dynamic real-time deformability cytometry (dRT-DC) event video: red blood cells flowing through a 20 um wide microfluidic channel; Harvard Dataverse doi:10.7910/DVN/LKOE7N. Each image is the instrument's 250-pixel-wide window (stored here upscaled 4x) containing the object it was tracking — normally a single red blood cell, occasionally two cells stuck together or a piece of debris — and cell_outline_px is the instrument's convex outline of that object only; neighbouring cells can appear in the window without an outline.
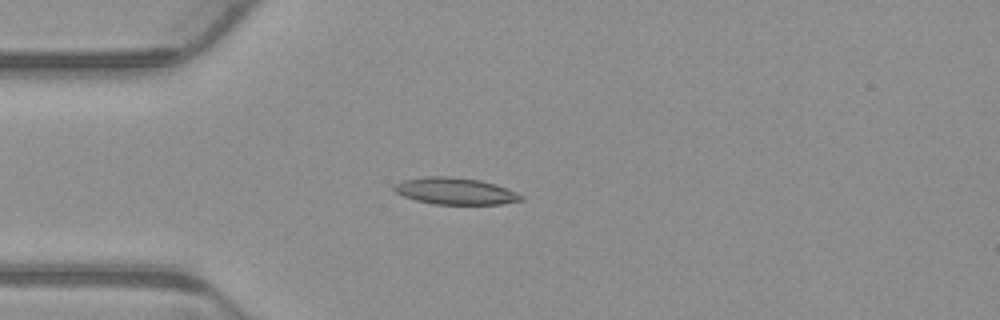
{"species": "common noctule bat (a hibernating species)", "species_latin": "Nyctalus noctula", "temperature_condition": "warm", "stored_images_in_passage": 4, "camera_frame_rate_fps": 3000, "um_per_image_px": 0.085, "animal": {"sex": "male", "body_mass_g": 23.1, "forearm_length_mm": 52.7}, "frame": {"image": 1, "passage_image": 4, "time_ms": 1.0, "image_size_px": [1000, 320], "cell_outline_px": [[524, 200], [500, 204], [432, 204], [416, 200], [404, 196], [396, 192], [392, 188], [392, 184], [404, 180], [428, 176], [448, 176], [480, 180], [496, 184], [516, 192], [524, 196]], "centroid_in_image_um": [38.69, 16.24], "position_along_channel_um": 46.3, "area_um2": 19.83}}